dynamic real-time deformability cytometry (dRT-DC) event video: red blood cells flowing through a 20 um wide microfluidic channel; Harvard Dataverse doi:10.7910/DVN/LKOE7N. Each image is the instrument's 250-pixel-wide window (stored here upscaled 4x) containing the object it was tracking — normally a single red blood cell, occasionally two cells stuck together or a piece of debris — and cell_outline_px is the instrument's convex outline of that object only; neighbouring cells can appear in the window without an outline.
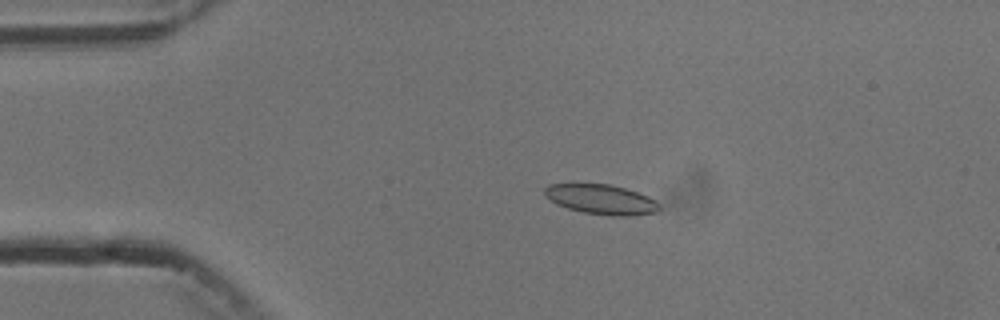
{"species": "common noctule bat (a hibernating species)", "species_latin": "Nyctalus noctula", "temperature_condition": "cold", "stored_images_in_passage": 4, "camera_frame_rate_fps": 3000, "um_per_image_px": 0.085, "animal": {"sex": "male", "body_mass_g": 13.3}, "frame": {"image": 1, "passage_image": 3, "time_ms": 2.333, "image_size_px": [1000, 320], "cell_outline_px": [[660, 208], [656, 212], [628, 216], [612, 216], [584, 212], [568, 208], [556, 204], [544, 196], [544, 188], [548, 184], [612, 184], [648, 196], [656, 200], [660, 204]], "centroid_in_image_um": [51.1, 16.94], "position_along_channel_um": 33.9, "area_um2": 19.94}}